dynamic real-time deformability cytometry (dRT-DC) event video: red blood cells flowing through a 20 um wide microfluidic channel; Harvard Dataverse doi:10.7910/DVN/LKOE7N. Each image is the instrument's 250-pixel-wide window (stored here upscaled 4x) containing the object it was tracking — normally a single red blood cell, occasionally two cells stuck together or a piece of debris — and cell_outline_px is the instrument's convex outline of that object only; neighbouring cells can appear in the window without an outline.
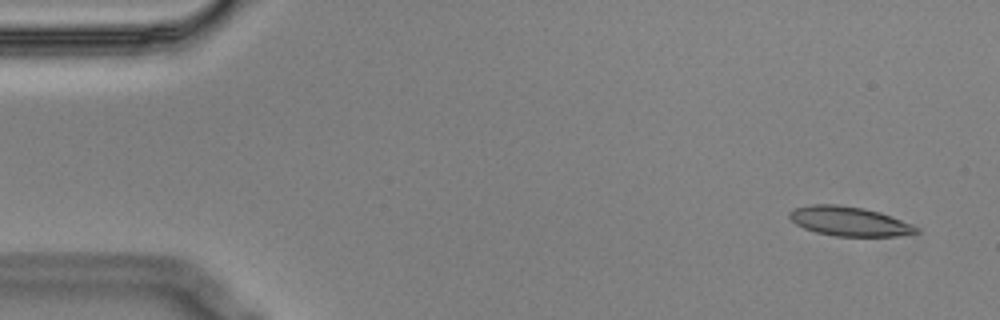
{"species": "Egyptian fruit bat (a non-hibernating species)", "species_latin": "Rousettus aegyptiacus", "temperature_condition": "cold", "stored_images_in_passage": 54, "camera_frame_rate_fps": 3000, "um_per_image_px": 0.085, "animal": {"sex": "male"}, "frame": {"image": 1, "passage_image": 1, "time_ms": 0.0, "image_size_px": [1000, 320], "cell_outline_px": [[920, 232], [896, 236], [836, 236], [816, 232], [804, 228], [796, 224], [788, 216], [788, 212], [792, 208], [812, 204], [836, 204], [864, 208], [880, 212], [912, 224], [920, 228]], "centroid_in_image_um": [72.17, 18.8], "position_along_channel_um": 12.8, "area_um2": 21.79}}
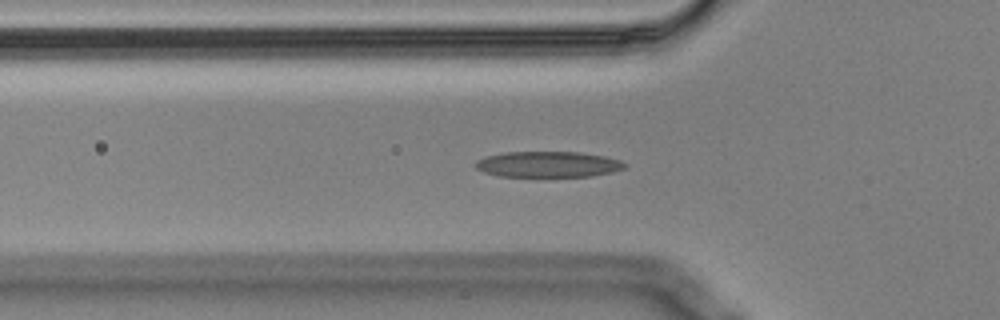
{"frame": {"image": 2, "passage_image": 16, "time_ms": 5.0, "image_size_px": [1000, 320], "cell_outline_px": [[628, 164], [624, 168], [612, 172], [592, 176], [496, 176], [484, 172], [476, 168], [476, 160], [484, 156], [504, 152], [580, 152], [604, 156], [620, 160]], "centroid_in_image_um": [46.57, 13.96], "position_along_channel_um": 79.2, "area_um2": 22.48}}
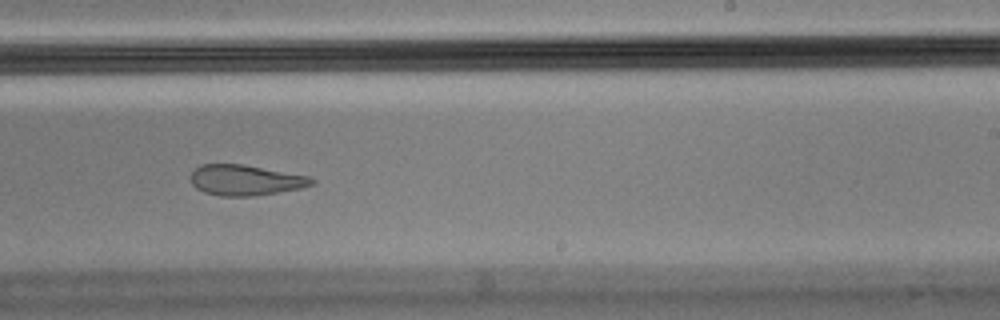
{"frame": {"image": 3, "passage_image": 32, "time_ms": 10.333, "image_size_px": [1000, 320], "cell_outline_px": [[316, 184], [300, 188], [256, 196], [220, 196], [204, 192], [196, 188], [192, 184], [192, 172], [200, 164], [244, 164], [308, 176], [316, 180]], "centroid_in_image_um": [20.88, 15.31], "position_along_channel_um": 268.1, "area_um2": 21.56}, "authors_computed_cell_mechanics": {"area_um2": 22.6576, "velocity_mm_per_s": 3.5315, "shape_relaxation_time_tau1_ms": null, "shape_relaxation_time_tau2_ms": 3.1941, "deformation_change_tau1": null, "deformation_change_tau2": 0.1137}}